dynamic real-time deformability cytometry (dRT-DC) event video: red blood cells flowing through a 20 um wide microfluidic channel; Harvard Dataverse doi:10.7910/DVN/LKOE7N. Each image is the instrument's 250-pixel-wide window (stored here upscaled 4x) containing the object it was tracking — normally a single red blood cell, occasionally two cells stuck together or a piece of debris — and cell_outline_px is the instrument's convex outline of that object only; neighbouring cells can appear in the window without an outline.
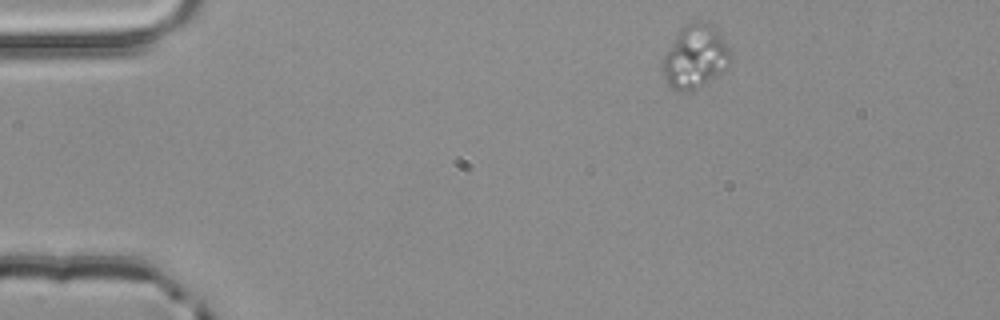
{"species": "common noctule bat (a hibernating species)", "species_latin": "Nyctalus noctula", "temperature_condition": "room temperature", "stored_images_in_passage": 3, "camera_frame_rate_fps": 3000, "um_per_image_px": 0.085, "animal": {"sex": "male", "body_mass_g": 20.4}, "frame": {"image": 1, "passage_image": 1, "time_ms": 0.0, "image_size_px": [1000, 320], "cell_outline_px": [[732, 56], [728, 68], [724, 72], [704, 84], [696, 88], [684, 92], [680, 92], [672, 88], [668, 84], [664, 76], [660, 60], [680, 28], [684, 24], [696, 20], [712, 28], [720, 36], [732, 52]], "centroid_in_image_um": [59.06, 4.86], "position_along_channel_um": 25.9, "area_um2": 25.03}}
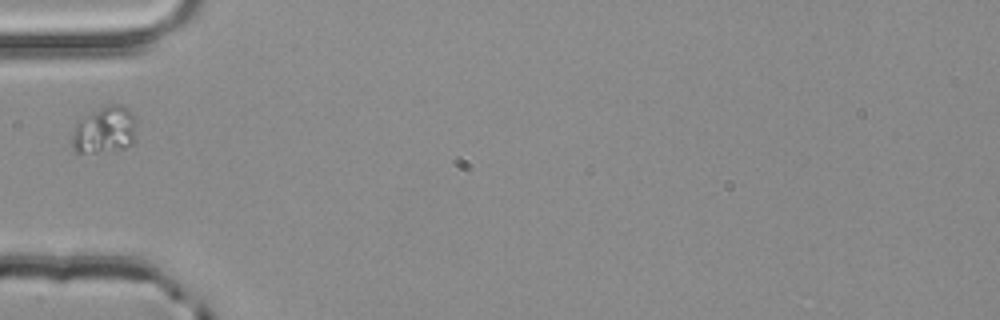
{"frame": {"image": 2, "passage_image": 3, "time_ms": 0.667, "image_size_px": [1000, 320], "cell_outline_px": [[136, 136], [132, 144], [124, 148], [96, 152], [76, 152], [72, 148], [72, 136], [76, 124], [80, 120], [100, 108], [108, 104], [120, 104], [128, 108], [132, 112]], "centroid_in_image_um": [8.91, 11.05], "position_along_channel_um": 76.1, "area_um2": 17.34}}